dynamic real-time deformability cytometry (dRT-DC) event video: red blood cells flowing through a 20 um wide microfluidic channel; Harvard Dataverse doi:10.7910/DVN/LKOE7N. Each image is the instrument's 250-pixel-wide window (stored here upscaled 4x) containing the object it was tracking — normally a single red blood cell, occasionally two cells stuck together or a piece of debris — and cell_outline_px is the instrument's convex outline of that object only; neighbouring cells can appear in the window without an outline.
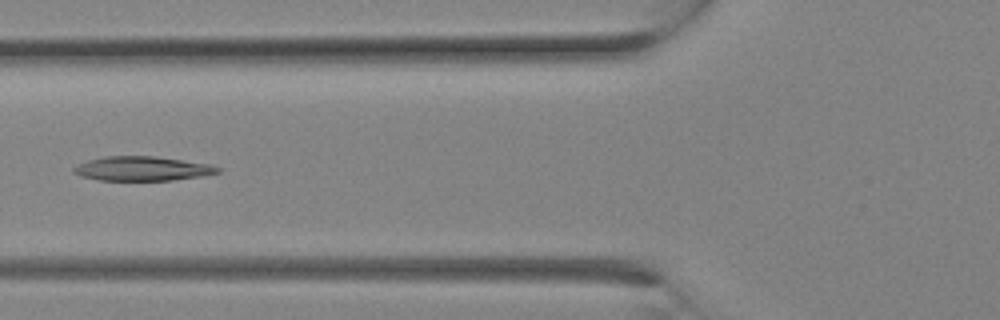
{"species": "Egyptian fruit bat (a non-hibernating species)", "species_latin": "Rousettus aegyptiacus", "temperature_condition": "room temperature", "stored_images_in_passage": 11, "camera_frame_rate_fps": 3000, "um_per_image_px": 0.085, "animal": {"sex": "female"}, "frame": {"image": 1, "passage_image": 10, "time_ms": 3.0, "image_size_px": [1000, 320], "cell_outline_px": [[220, 172], [204, 176], [172, 180], [100, 180], [80, 176], [72, 172], [72, 168], [76, 164], [88, 160], [104, 156], [156, 156], [212, 164], [220, 168]], "centroid_in_image_um": [12.09, 14.33], "position_along_channel_um": 113.7, "area_um2": 20.63}}